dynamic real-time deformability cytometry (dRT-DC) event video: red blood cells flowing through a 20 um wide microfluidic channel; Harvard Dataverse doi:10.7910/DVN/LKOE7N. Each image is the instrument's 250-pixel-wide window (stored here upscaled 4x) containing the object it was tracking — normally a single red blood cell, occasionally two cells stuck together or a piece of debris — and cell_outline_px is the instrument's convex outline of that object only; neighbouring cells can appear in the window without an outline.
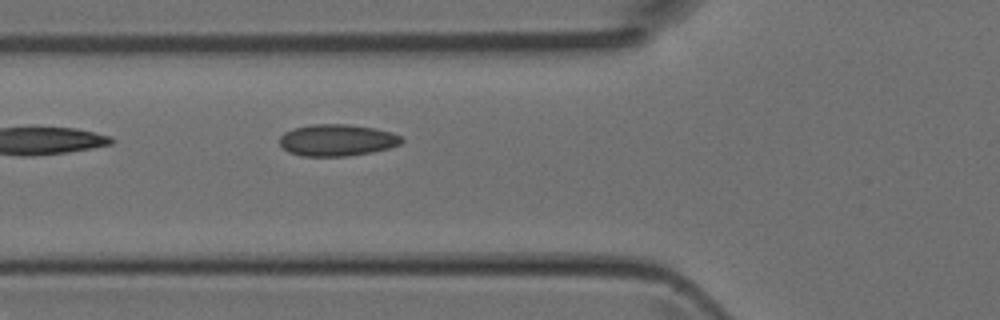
{"species": "Egyptian fruit bat (a non-hibernating species)", "species_latin": "Rousettus aegyptiacus", "temperature_condition": "room temperature", "stored_images_in_passage": 5, "camera_frame_rate_fps": 3000, "um_per_image_px": 0.085, "animal": {"sex": "female"}, "frame": {"image": 1, "passage_image": 5, "time_ms": 1.333, "image_size_px": [1000, 320], "cell_outline_px": [[404, 140], [400, 144], [388, 148], [372, 152], [348, 156], [300, 156], [288, 152], [280, 144], [280, 136], [284, 132], [292, 128], [312, 124], [348, 124], [376, 128], [392, 132], [400, 136]], "centroid_in_image_um": [28.64, 11.91], "position_along_channel_um": 97.2, "area_um2": 22.72}}